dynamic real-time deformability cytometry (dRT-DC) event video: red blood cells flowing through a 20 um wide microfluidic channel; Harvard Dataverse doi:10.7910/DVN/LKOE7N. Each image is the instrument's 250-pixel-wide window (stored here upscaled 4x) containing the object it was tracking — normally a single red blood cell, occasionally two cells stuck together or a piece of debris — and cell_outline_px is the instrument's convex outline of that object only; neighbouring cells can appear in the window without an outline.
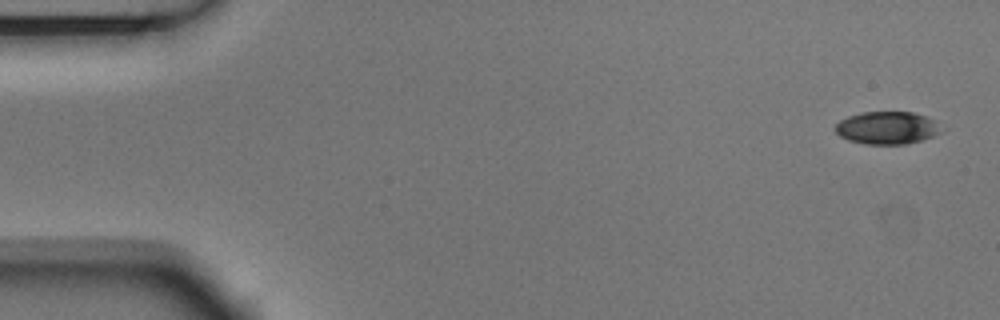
{"species": "Egyptian fruit bat (a non-hibernating species)", "species_latin": "Rousettus aegyptiacus", "temperature_condition": "room temperature", "stored_images_in_passage": 5, "camera_frame_rate_fps": 3000, "um_per_image_px": 0.085, "animal": {"sex": "male"}, "frame": {"image": 1, "passage_image": 1, "time_ms": 0.0, "image_size_px": [1000, 320], "cell_outline_px": [[940, 132], [932, 136], [920, 140], [904, 144], [864, 144], [848, 140], [840, 136], [836, 132], [836, 124], [840, 120], [848, 116], [860, 112], [912, 112], [928, 116], [940, 128]], "centroid_in_image_um": [75.36, 10.86], "position_along_channel_um": 9.6, "area_um2": 19.94}}
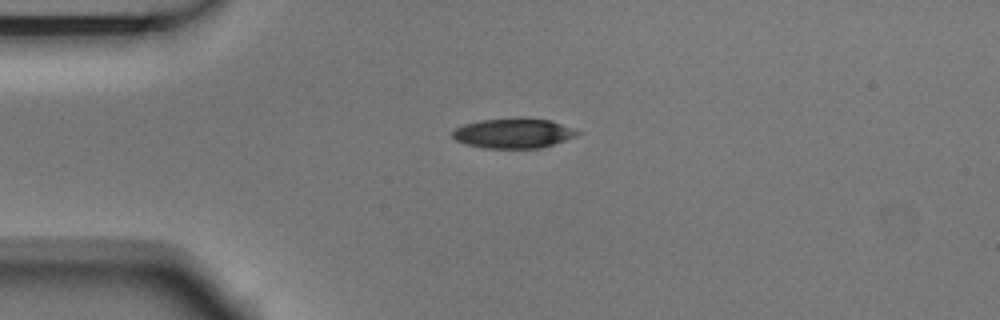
{"frame": {"image": 2, "passage_image": 4, "time_ms": 1.0, "image_size_px": [1000, 320], "cell_outline_px": [[580, 132], [576, 136], [540, 148], [484, 148], [464, 144], [456, 140], [452, 136], [452, 132], [456, 128], [464, 124], [480, 120], [548, 120], [572, 128]], "centroid_in_image_um": [43.58, 11.37], "position_along_channel_um": 41.4, "area_um2": 20.87}}